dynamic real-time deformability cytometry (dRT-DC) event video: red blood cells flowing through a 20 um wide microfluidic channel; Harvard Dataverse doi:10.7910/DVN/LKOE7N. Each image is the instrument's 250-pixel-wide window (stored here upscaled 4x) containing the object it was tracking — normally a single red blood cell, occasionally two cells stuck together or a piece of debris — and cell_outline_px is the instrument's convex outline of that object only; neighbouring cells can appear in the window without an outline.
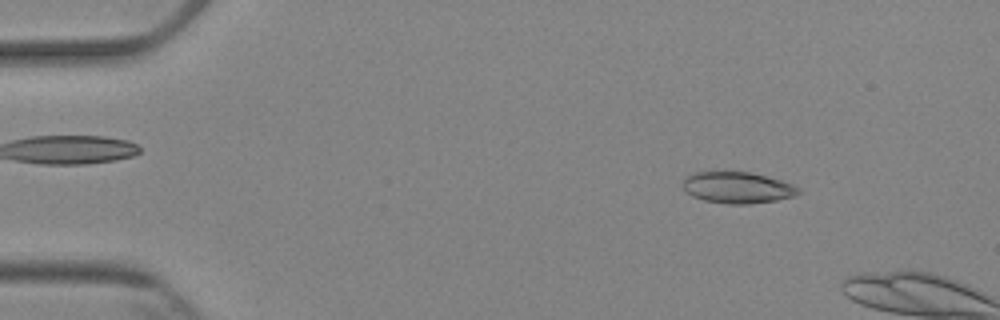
{"species": "Egyptian fruit bat (a non-hibernating species)", "species_latin": "Rousettus aegyptiacus", "temperature_condition": "cold", "stored_images_in_passage": 3, "camera_frame_rate_fps": 3000, "um_per_image_px": 0.085, "animal": {"sex": "female"}, "frame": {"image": 1, "passage_image": 2, "time_ms": 1.0, "image_size_px": [1000, 320], "cell_outline_px": [[800, 192], [796, 196], [776, 200], [752, 204], [728, 204], [704, 200], [692, 196], [684, 188], [684, 176], [696, 172], [752, 172], [780, 180], [792, 184], [800, 188]], "centroid_in_image_um": [62.71, 15.95], "position_along_channel_um": 22.3, "area_um2": 21.1}}